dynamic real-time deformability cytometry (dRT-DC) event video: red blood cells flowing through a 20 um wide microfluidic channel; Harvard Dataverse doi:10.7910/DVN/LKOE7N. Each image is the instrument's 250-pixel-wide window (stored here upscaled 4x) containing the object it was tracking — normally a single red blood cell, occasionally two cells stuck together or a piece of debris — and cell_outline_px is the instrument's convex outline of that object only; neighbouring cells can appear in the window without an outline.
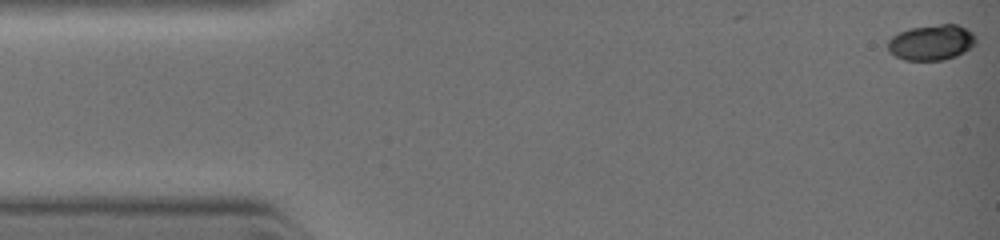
{"species": "common noctule bat (a hibernating species)", "species_latin": "Nyctalus noctula", "temperature_condition": "warm", "stored_images_in_passage": 34, "camera_frame_rate_fps": 3000, "um_per_image_px": 0.085, "animal": {"sex": "female", "body_mass_g": 19.0, "forearm_length_mm": 51.5}, "frame": {"image": 1, "passage_image": 1, "time_ms": 0.0, "image_size_px": [1000, 240], "cell_outline_px": [[976, 44], [964, 52], [956, 56], [944, 60], [904, 60], [888, 52], [888, 40], [892, 36], [900, 32], [912, 28], [940, 24], [956, 24], [972, 32], [976, 36]], "centroid_in_image_um": [79.18, 3.62], "position_along_channel_um": 5.8, "area_um2": 18.21}}
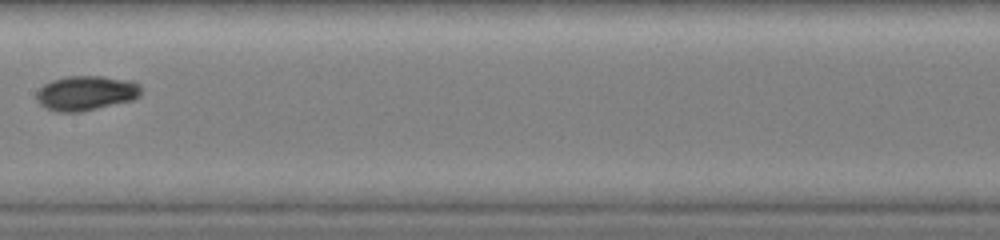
{"frame": {"image": 2, "passage_image": 17, "time_ms": 5.667, "image_size_px": [1000, 240], "cell_outline_px": [[140, 96], [132, 100], [80, 112], [56, 112], [44, 108], [36, 100], [36, 92], [44, 84], [52, 80], [68, 76], [100, 76], [132, 80], [140, 84]], "centroid_in_image_um": [7.29, 7.91], "position_along_channel_um": 200.1, "area_um2": 21.27}}
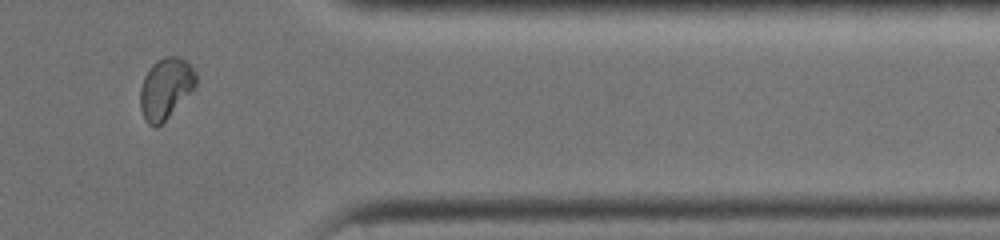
{"frame": {"image": 3, "passage_image": 29, "time_ms": 9.333, "image_size_px": [1000, 240], "cell_outline_px": [[196, 84], [164, 120], [156, 128], [148, 124], [140, 108], [140, 88], [144, 76], [152, 64], [164, 56], [176, 56], [192, 64], [196, 72]], "centroid_in_image_um": [14.06, 7.47], "position_along_channel_um": 397.3, "area_um2": 19.36}}